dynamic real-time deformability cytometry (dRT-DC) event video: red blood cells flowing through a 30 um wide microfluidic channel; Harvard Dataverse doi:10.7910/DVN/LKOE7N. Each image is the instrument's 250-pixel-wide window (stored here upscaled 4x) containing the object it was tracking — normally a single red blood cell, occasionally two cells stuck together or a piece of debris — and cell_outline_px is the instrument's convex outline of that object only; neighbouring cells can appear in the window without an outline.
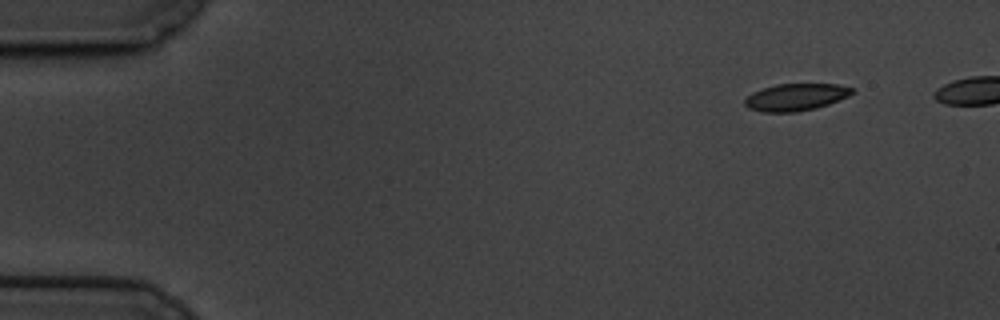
{"species": "common noctule bat (a hibernating species)", "species_latin": "Nyctalus noctula", "temperature_condition": "cold", "stored_images_in_passage": 49, "camera_frame_rate_fps": 3000, "um_per_image_px": 0.085, "animal": {"sex": "male", "body_mass_g": 19.5, "forearm_length_mm": 54.6}, "frame": {"image": 1, "passage_image": 1, "time_ms": 0.0, "image_size_px": [1000, 320], "cell_outline_px": [[856, 88], [848, 96], [828, 104], [816, 108], [796, 112], [764, 112], [748, 108], [744, 104], [744, 100], [752, 92], [776, 84], [836, 84]], "centroid_in_image_um": [67.63, 8.25], "position_along_channel_um": 17.4, "area_um2": 16.88}}
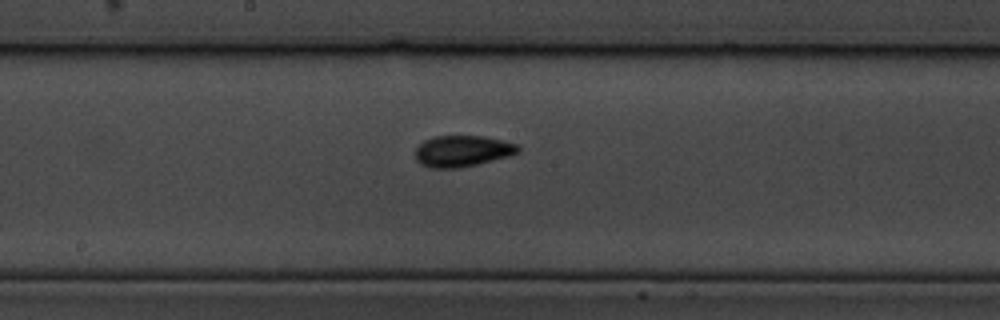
{"frame": {"image": 2, "passage_image": 27, "time_ms": 8.667, "image_size_px": [1000, 320], "cell_outline_px": [[520, 152], [508, 156], [460, 168], [428, 168], [420, 164], [416, 160], [416, 148], [424, 140], [432, 136], [484, 136], [516, 144], [520, 148]], "centroid_in_image_um": [39.26, 12.84], "position_along_channel_um": 208.9, "area_um2": 18.67}}
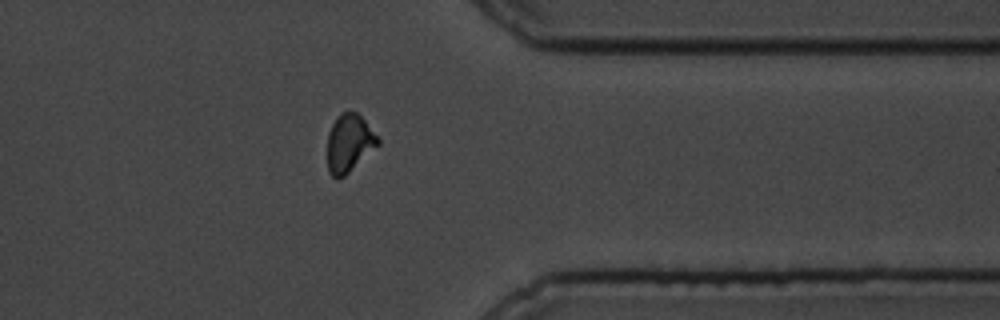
{"frame": {"image": 3, "passage_image": 43, "time_ms": 14.0, "image_size_px": [1000, 320], "cell_outline_px": [[380, 144], [344, 176], [336, 180], [328, 172], [328, 132], [332, 124], [340, 112], [356, 112], [364, 120], [380, 140]], "centroid_in_image_um": [29.67, 12.18], "position_along_channel_um": 381.7, "area_um2": 16.88}}